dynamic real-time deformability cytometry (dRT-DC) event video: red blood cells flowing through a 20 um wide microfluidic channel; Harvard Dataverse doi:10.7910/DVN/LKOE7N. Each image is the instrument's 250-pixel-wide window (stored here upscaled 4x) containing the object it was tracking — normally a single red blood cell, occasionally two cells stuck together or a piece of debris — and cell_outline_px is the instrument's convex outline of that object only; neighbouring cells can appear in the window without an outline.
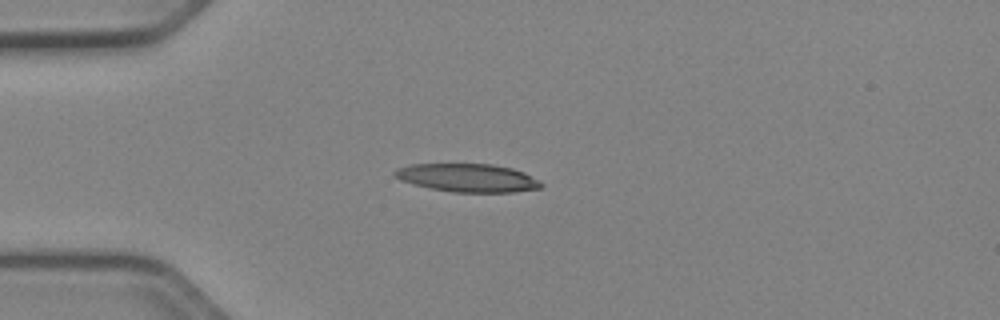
{"species": "Egyptian fruit bat (a non-hibernating species)", "species_latin": "Rousettus aegyptiacus", "temperature_condition": "cold", "stored_images_in_passage": 39, "camera_frame_rate_fps": 3000, "um_per_image_px": 0.085, "animal": {"sex": "female"}, "frame": {"image": 1, "passage_image": 1, "time_ms": 0.0, "image_size_px": [1000, 320], "cell_outline_px": [[544, 184], [540, 188], [512, 192], [452, 192], [412, 184], [400, 180], [392, 172], [396, 168], [412, 164], [492, 164], [512, 168], [524, 172], [540, 180]], "centroid_in_image_um": [39.76, 15.11], "position_along_channel_um": 45.2, "area_um2": 24.1}}
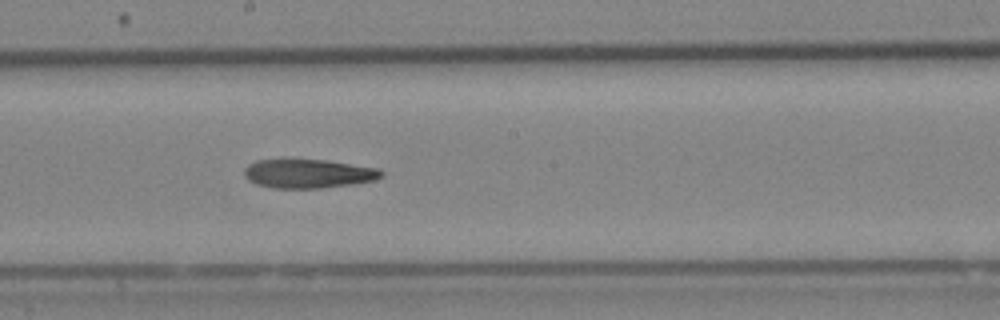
{"frame": {"image": 2, "passage_image": 16, "time_ms": 5.0, "image_size_px": [1000, 320], "cell_outline_px": [[384, 176], [376, 180], [352, 184], [320, 188], [276, 188], [256, 184], [248, 180], [244, 176], [244, 168], [248, 164], [256, 160], [284, 156], [288, 156], [328, 160], [380, 168], [384, 172]], "centroid_in_image_um": [26.17, 14.7], "position_along_channel_um": 222.0, "area_um2": 24.33}}
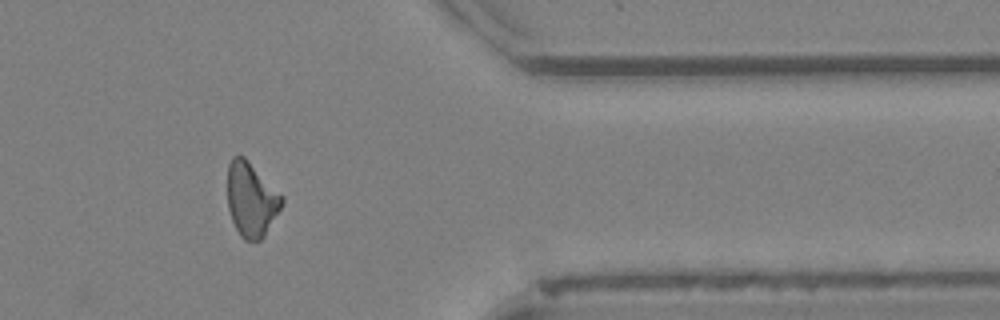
{"frame": {"image": 3, "passage_image": 30, "time_ms": 9.667, "image_size_px": [1000, 320], "cell_outline_px": [[284, 200], [280, 208], [264, 236], [260, 240], [244, 240], [240, 236], [232, 220], [228, 208], [228, 164], [232, 156], [244, 156], [284, 196]], "centroid_in_image_um": [21.35, 16.94], "position_along_channel_um": 390.0, "area_um2": 23.41}}